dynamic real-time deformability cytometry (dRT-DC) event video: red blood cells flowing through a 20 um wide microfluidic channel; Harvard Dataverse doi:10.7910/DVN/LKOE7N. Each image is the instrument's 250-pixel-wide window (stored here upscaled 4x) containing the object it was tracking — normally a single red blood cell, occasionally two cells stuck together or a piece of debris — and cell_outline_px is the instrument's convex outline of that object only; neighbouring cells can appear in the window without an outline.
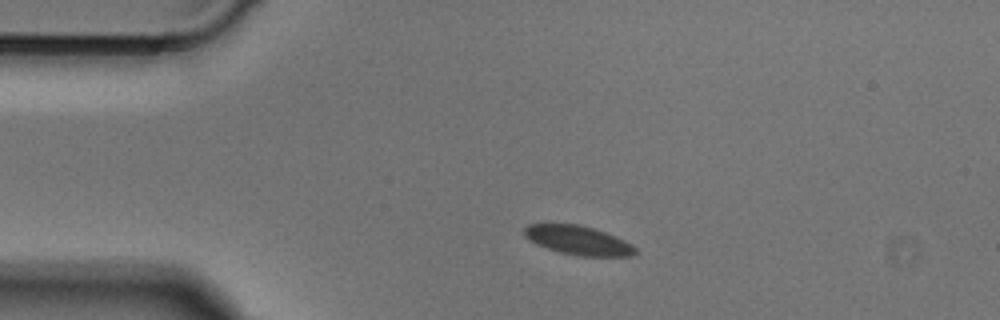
{"species": "Egyptian fruit bat (a non-hibernating species)", "species_latin": "Rousettus aegyptiacus", "temperature_condition": "cold", "stored_images_in_passage": 3, "camera_frame_rate_fps": 3000, "um_per_image_px": 0.085, "animal": {"sex": "male"}, "frame": {"image": 1, "passage_image": 3, "time_ms": 0.667, "image_size_px": [1000, 320], "cell_outline_px": [[636, 256], [580, 256], [560, 252], [536, 244], [524, 236], [524, 228], [528, 224], [576, 224], [592, 228], [616, 236], [632, 244], [636, 248]], "centroid_in_image_um": [49.16, 20.43], "position_along_channel_um": 35.8, "area_um2": 18.67}}